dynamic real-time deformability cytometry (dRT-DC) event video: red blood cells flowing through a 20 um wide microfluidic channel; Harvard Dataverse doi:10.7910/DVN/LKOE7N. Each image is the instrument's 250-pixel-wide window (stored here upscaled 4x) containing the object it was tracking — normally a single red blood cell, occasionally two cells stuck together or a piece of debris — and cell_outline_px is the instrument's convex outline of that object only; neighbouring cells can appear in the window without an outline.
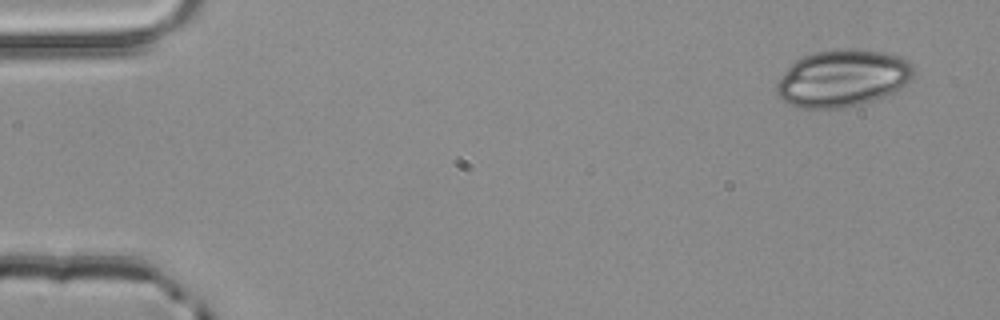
{"species": "common noctule bat (a hibernating species)", "species_latin": "Nyctalus noctula", "temperature_condition": "room temperature", "stored_images_in_passage": 3, "camera_frame_rate_fps": 3000, "um_per_image_px": 0.085, "animal": {"sex": "male", "body_mass_g": 20.4}, "frame": {"image": 1, "passage_image": 1, "time_ms": 0.0, "image_size_px": [1000, 320], "cell_outline_px": [[916, 72], [912, 80], [900, 88], [884, 96], [860, 104], [844, 108], [800, 108], [784, 100], [776, 92], [776, 84], [784, 72], [796, 60], [804, 56], [816, 52], [836, 48], [852, 48], [884, 52], [900, 56], [908, 60], [916, 68]], "centroid_in_image_um": [71.67, 6.63], "position_along_channel_um": 13.3, "area_um2": 45.72}}